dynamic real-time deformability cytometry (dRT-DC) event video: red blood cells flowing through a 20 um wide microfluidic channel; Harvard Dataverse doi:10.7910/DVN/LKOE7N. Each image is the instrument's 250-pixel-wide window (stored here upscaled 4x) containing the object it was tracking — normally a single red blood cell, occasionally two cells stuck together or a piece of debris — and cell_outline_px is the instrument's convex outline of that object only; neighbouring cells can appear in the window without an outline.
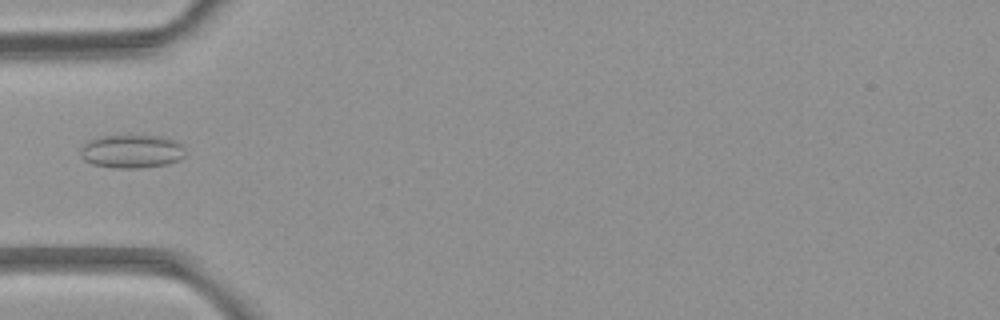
{"species": "common noctule bat (a hibernating species)", "species_latin": "Nyctalus noctula", "temperature_condition": "room temperature", "stored_images_in_passage": 2, "camera_frame_rate_fps": 3000, "um_per_image_px": 0.085, "animal": {"sex": "female", "body_mass_g": 21.9}, "frame": {"image": 1, "passage_image": 1, "time_ms": 0.0, "image_size_px": [1000, 320], "cell_outline_px": [[184, 156], [180, 160], [168, 164], [140, 168], [112, 168], [92, 164], [84, 160], [80, 156], [80, 148], [88, 140], [100, 136], [164, 136], [180, 144], [184, 152]], "centroid_in_image_um": [11.16, 12.88], "position_along_channel_um": 73.8, "area_um2": 20.46}}
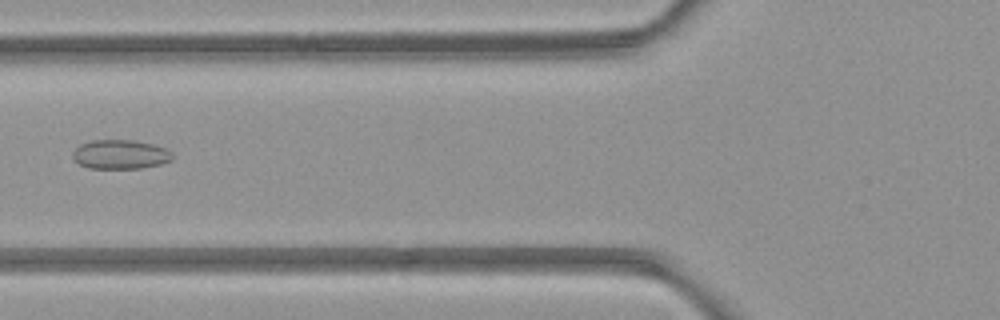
{"frame": {"image": 2, "passage_image": 2, "time_ms": 1.0, "image_size_px": [1000, 320], "cell_outline_px": [[172, 160], [160, 164], [140, 168], [88, 168], [80, 164], [72, 156], [72, 152], [80, 144], [92, 140], [132, 140], [152, 144], [164, 148], [172, 152]], "centroid_in_image_um": [10.22, 13.12], "position_along_channel_um": 115.6, "area_um2": 16.82}}